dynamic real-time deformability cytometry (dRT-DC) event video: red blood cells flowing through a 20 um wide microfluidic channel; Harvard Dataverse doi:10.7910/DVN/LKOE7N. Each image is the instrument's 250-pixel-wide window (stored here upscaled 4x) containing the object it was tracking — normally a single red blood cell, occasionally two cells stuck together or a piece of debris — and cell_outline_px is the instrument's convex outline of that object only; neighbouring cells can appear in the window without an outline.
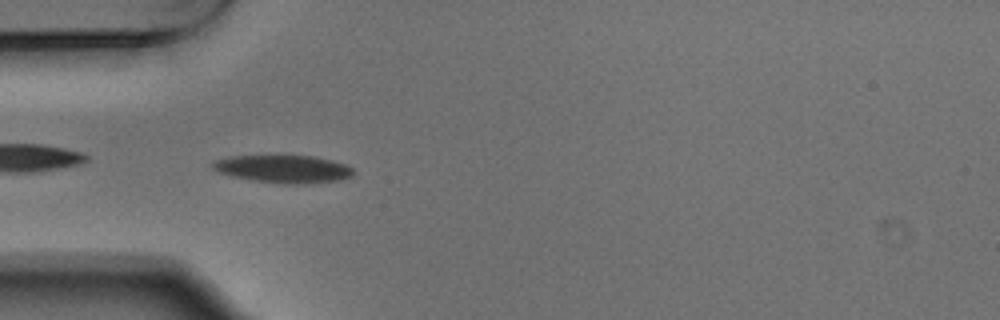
{"species": "Egyptian fruit bat (a non-hibernating species)", "species_latin": "Rousettus aegyptiacus", "temperature_condition": "warm", "stored_images_in_passage": 40, "camera_frame_rate_fps": 3000, "um_per_image_px": 0.085, "animal": {"sex": "male"}, "frame": {"image": 1, "passage_image": 2, "time_ms": 0.333, "image_size_px": [1000, 320], "cell_outline_px": [[352, 176], [340, 180], [300, 184], [288, 184], [252, 180], [232, 176], [216, 172], [212, 168], [212, 160], [228, 156], [312, 156], [332, 160], [344, 164], [352, 168]], "centroid_in_image_um": [24.03, 14.36], "position_along_channel_um": 61.0, "area_um2": 22.66}}
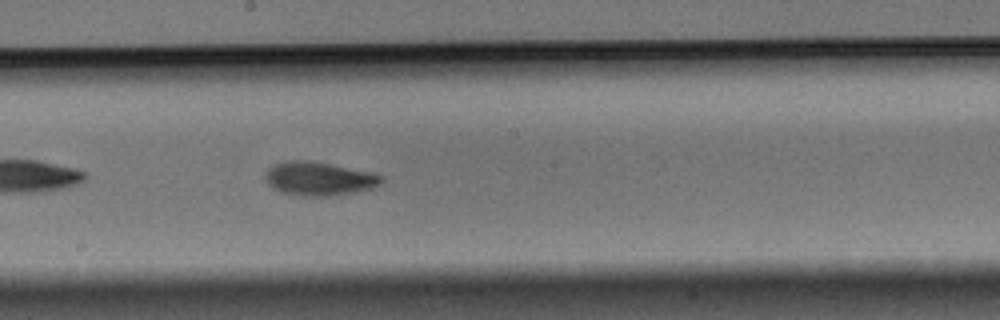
{"frame": {"image": 2, "passage_image": 15, "time_ms": 4.667, "image_size_px": [1000, 320], "cell_outline_px": [[384, 180], [380, 184], [372, 188], [356, 192], [328, 196], [300, 196], [280, 192], [272, 188], [268, 184], [264, 176], [268, 168], [272, 164], [284, 160], [304, 160], [328, 164], [372, 172], [384, 176]], "centroid_in_image_um": [27.08, 15.19], "position_along_channel_um": 221.1, "area_um2": 22.95}}
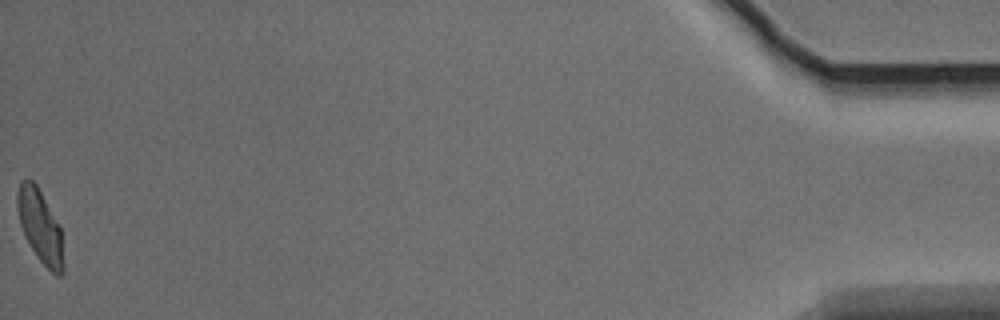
{"frame": {"image": 3, "passage_image": 40, "time_ms": 13.0, "image_size_px": [1000, 320], "cell_outline_px": [[64, 272], [60, 276], [56, 276], [40, 260], [32, 248], [20, 224], [16, 208], [16, 192], [20, 180], [24, 176], [28, 176], [36, 184], [60, 228], [64, 264]], "centroid_in_image_um": [3.38, 19.18], "position_along_channel_um": 431.8, "area_um2": 19.42}, "authors_computed_cell_mechanics": {"area_um2": 21.2993, "velocity_mm_per_s": 3.7215, "shape_relaxation_time_tau1_ms": 3.265, "shape_relaxation_time_tau2_ms": 1.8369, "deformation_change_tau1": 0.1315, "deformation_change_tau2": 0.0683}}